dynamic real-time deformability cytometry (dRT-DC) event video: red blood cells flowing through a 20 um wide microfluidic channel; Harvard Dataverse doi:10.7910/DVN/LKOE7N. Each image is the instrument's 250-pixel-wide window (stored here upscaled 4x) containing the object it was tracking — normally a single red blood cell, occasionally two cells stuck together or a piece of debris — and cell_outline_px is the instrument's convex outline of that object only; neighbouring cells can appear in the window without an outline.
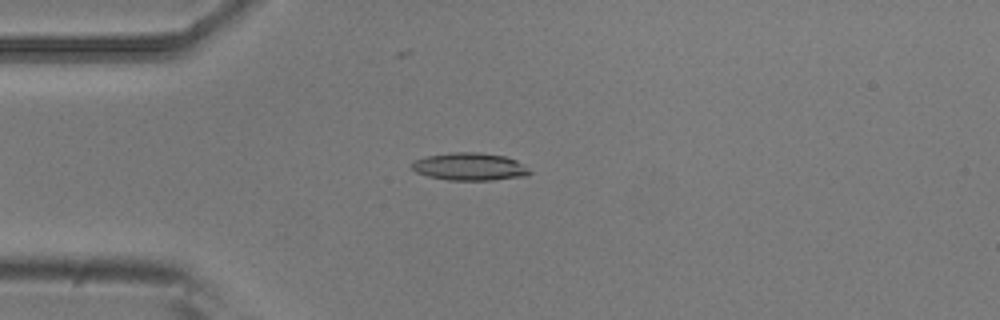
{"species": "common noctule bat (a hibernating species)", "species_latin": "Nyctalus noctula", "temperature_condition": "room temperature", "stored_images_in_passage": 8, "camera_frame_rate_fps": 3000, "um_per_image_px": 0.085, "animal": {"sex": "male", "body_mass_g": 20.5, "forearm_length_mm": 52.5}, "frame": {"image": 1, "passage_image": 4, "time_ms": 1.0, "image_size_px": [1000, 320], "cell_outline_px": [[532, 172], [528, 176], [492, 180], [448, 180], [428, 176], [416, 172], [412, 168], [412, 164], [416, 160], [428, 156], [448, 152], [480, 152], [504, 156], [516, 160], [528, 168]], "centroid_in_image_um": [39.96, 14.16], "position_along_channel_um": 45.0, "area_um2": 18.96}}
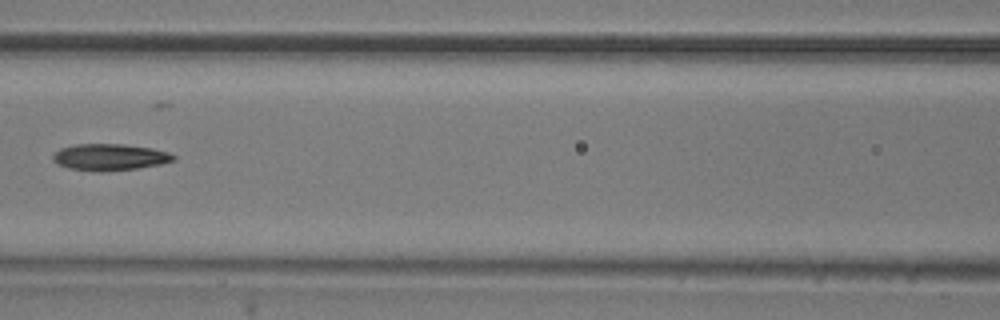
{"frame": {"image": 2, "passage_image": 7, "time_ms": 2.0, "image_size_px": [1000, 320], "cell_outline_px": [[176, 160], [160, 164], [136, 168], [100, 172], [92, 172], [68, 168], [56, 164], [52, 160], [52, 156], [60, 148], [76, 144], [124, 144], [152, 148], [168, 152], [176, 156]], "centroid_in_image_um": [9.3, 13.36], "position_along_channel_um": 157.3, "area_um2": 18.84}}
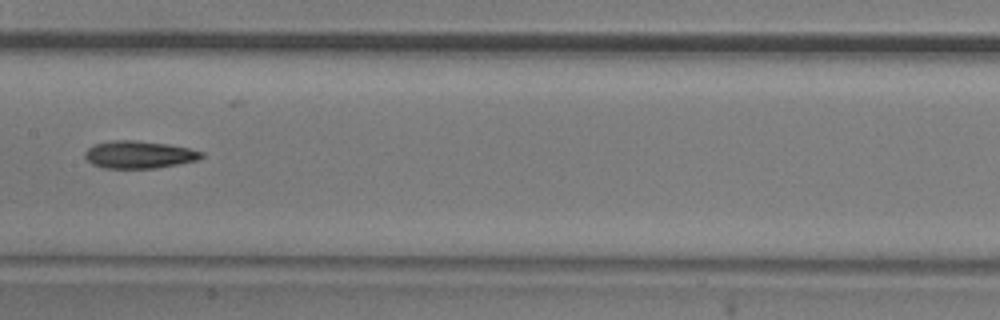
{"frame": {"image": 3, "passage_image": 8, "time_ms": 2.333, "image_size_px": [1000, 320], "cell_outline_px": [[204, 156], [196, 160], [156, 168], [104, 168], [92, 164], [84, 156], [84, 152], [88, 148], [96, 144], [112, 140], [136, 140], [168, 144], [188, 148], [204, 152]], "centroid_in_image_um": [11.8, 13.14], "position_along_channel_um": 195.6, "area_um2": 18.55}}